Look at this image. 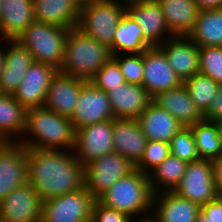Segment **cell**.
<instances>
[{
    "instance_id": "12",
    "label": "cell",
    "mask_w": 222,
    "mask_h": 222,
    "mask_svg": "<svg viewBox=\"0 0 222 222\" xmlns=\"http://www.w3.org/2000/svg\"><path fill=\"white\" fill-rule=\"evenodd\" d=\"M143 65L142 86L146 88L152 98L158 93L183 84L170 67L166 54L159 46L150 47L143 52Z\"/></svg>"
},
{
    "instance_id": "9",
    "label": "cell",
    "mask_w": 222,
    "mask_h": 222,
    "mask_svg": "<svg viewBox=\"0 0 222 222\" xmlns=\"http://www.w3.org/2000/svg\"><path fill=\"white\" fill-rule=\"evenodd\" d=\"M173 192L199 206L215 199L218 195L212 161L200 158L188 163L182 180Z\"/></svg>"
},
{
    "instance_id": "39",
    "label": "cell",
    "mask_w": 222,
    "mask_h": 222,
    "mask_svg": "<svg viewBox=\"0 0 222 222\" xmlns=\"http://www.w3.org/2000/svg\"><path fill=\"white\" fill-rule=\"evenodd\" d=\"M91 222H135L129 215L101 204L97 199L92 209Z\"/></svg>"
},
{
    "instance_id": "45",
    "label": "cell",
    "mask_w": 222,
    "mask_h": 222,
    "mask_svg": "<svg viewBox=\"0 0 222 222\" xmlns=\"http://www.w3.org/2000/svg\"><path fill=\"white\" fill-rule=\"evenodd\" d=\"M194 222H211V221H210L209 218H207V217L205 216V214L200 210V211L198 212V214H197L196 219H195Z\"/></svg>"
},
{
    "instance_id": "47",
    "label": "cell",
    "mask_w": 222,
    "mask_h": 222,
    "mask_svg": "<svg viewBox=\"0 0 222 222\" xmlns=\"http://www.w3.org/2000/svg\"><path fill=\"white\" fill-rule=\"evenodd\" d=\"M137 222H155L152 217L146 218V219H142V220H138Z\"/></svg>"
},
{
    "instance_id": "30",
    "label": "cell",
    "mask_w": 222,
    "mask_h": 222,
    "mask_svg": "<svg viewBox=\"0 0 222 222\" xmlns=\"http://www.w3.org/2000/svg\"><path fill=\"white\" fill-rule=\"evenodd\" d=\"M188 37L199 47H222V8L201 11Z\"/></svg>"
},
{
    "instance_id": "29",
    "label": "cell",
    "mask_w": 222,
    "mask_h": 222,
    "mask_svg": "<svg viewBox=\"0 0 222 222\" xmlns=\"http://www.w3.org/2000/svg\"><path fill=\"white\" fill-rule=\"evenodd\" d=\"M27 110L12 95L0 93V139L3 142H17L16 135L19 138L23 135Z\"/></svg>"
},
{
    "instance_id": "32",
    "label": "cell",
    "mask_w": 222,
    "mask_h": 222,
    "mask_svg": "<svg viewBox=\"0 0 222 222\" xmlns=\"http://www.w3.org/2000/svg\"><path fill=\"white\" fill-rule=\"evenodd\" d=\"M199 158L216 160L222 156V143L215 122L202 120L190 126Z\"/></svg>"
},
{
    "instance_id": "15",
    "label": "cell",
    "mask_w": 222,
    "mask_h": 222,
    "mask_svg": "<svg viewBox=\"0 0 222 222\" xmlns=\"http://www.w3.org/2000/svg\"><path fill=\"white\" fill-rule=\"evenodd\" d=\"M26 182L27 147L19 142H4L0 146V202Z\"/></svg>"
},
{
    "instance_id": "28",
    "label": "cell",
    "mask_w": 222,
    "mask_h": 222,
    "mask_svg": "<svg viewBox=\"0 0 222 222\" xmlns=\"http://www.w3.org/2000/svg\"><path fill=\"white\" fill-rule=\"evenodd\" d=\"M150 47L152 46L145 40L141 27L126 12L119 21L112 46L109 48L111 55L143 53Z\"/></svg>"
},
{
    "instance_id": "5",
    "label": "cell",
    "mask_w": 222,
    "mask_h": 222,
    "mask_svg": "<svg viewBox=\"0 0 222 222\" xmlns=\"http://www.w3.org/2000/svg\"><path fill=\"white\" fill-rule=\"evenodd\" d=\"M126 12V1L84 0L81 4L77 28L110 48L119 21Z\"/></svg>"
},
{
    "instance_id": "10",
    "label": "cell",
    "mask_w": 222,
    "mask_h": 222,
    "mask_svg": "<svg viewBox=\"0 0 222 222\" xmlns=\"http://www.w3.org/2000/svg\"><path fill=\"white\" fill-rule=\"evenodd\" d=\"M113 120H105L75 131L74 155L83 165L114 152Z\"/></svg>"
},
{
    "instance_id": "13",
    "label": "cell",
    "mask_w": 222,
    "mask_h": 222,
    "mask_svg": "<svg viewBox=\"0 0 222 222\" xmlns=\"http://www.w3.org/2000/svg\"><path fill=\"white\" fill-rule=\"evenodd\" d=\"M42 203L31 183L26 182L0 202V215L6 222H41Z\"/></svg>"
},
{
    "instance_id": "37",
    "label": "cell",
    "mask_w": 222,
    "mask_h": 222,
    "mask_svg": "<svg viewBox=\"0 0 222 222\" xmlns=\"http://www.w3.org/2000/svg\"><path fill=\"white\" fill-rule=\"evenodd\" d=\"M112 58L118 63L126 83L142 85L143 53L113 55Z\"/></svg>"
},
{
    "instance_id": "31",
    "label": "cell",
    "mask_w": 222,
    "mask_h": 222,
    "mask_svg": "<svg viewBox=\"0 0 222 222\" xmlns=\"http://www.w3.org/2000/svg\"><path fill=\"white\" fill-rule=\"evenodd\" d=\"M187 164V162L170 154L149 174L152 192L158 194L164 191H174L185 174Z\"/></svg>"
},
{
    "instance_id": "19",
    "label": "cell",
    "mask_w": 222,
    "mask_h": 222,
    "mask_svg": "<svg viewBox=\"0 0 222 222\" xmlns=\"http://www.w3.org/2000/svg\"><path fill=\"white\" fill-rule=\"evenodd\" d=\"M107 94L116 119H137L153 102L145 87L126 82Z\"/></svg>"
},
{
    "instance_id": "50",
    "label": "cell",
    "mask_w": 222,
    "mask_h": 222,
    "mask_svg": "<svg viewBox=\"0 0 222 222\" xmlns=\"http://www.w3.org/2000/svg\"><path fill=\"white\" fill-rule=\"evenodd\" d=\"M4 142L0 139V146L3 144Z\"/></svg>"
},
{
    "instance_id": "38",
    "label": "cell",
    "mask_w": 222,
    "mask_h": 222,
    "mask_svg": "<svg viewBox=\"0 0 222 222\" xmlns=\"http://www.w3.org/2000/svg\"><path fill=\"white\" fill-rule=\"evenodd\" d=\"M90 82L107 93L109 89L124 84L125 80L118 63L111 57Z\"/></svg>"
},
{
    "instance_id": "43",
    "label": "cell",
    "mask_w": 222,
    "mask_h": 222,
    "mask_svg": "<svg viewBox=\"0 0 222 222\" xmlns=\"http://www.w3.org/2000/svg\"><path fill=\"white\" fill-rule=\"evenodd\" d=\"M199 11L222 8V0H195Z\"/></svg>"
},
{
    "instance_id": "35",
    "label": "cell",
    "mask_w": 222,
    "mask_h": 222,
    "mask_svg": "<svg viewBox=\"0 0 222 222\" xmlns=\"http://www.w3.org/2000/svg\"><path fill=\"white\" fill-rule=\"evenodd\" d=\"M171 154L187 163L198 160L194 134L190 127L179 130L170 142Z\"/></svg>"
},
{
    "instance_id": "4",
    "label": "cell",
    "mask_w": 222,
    "mask_h": 222,
    "mask_svg": "<svg viewBox=\"0 0 222 222\" xmlns=\"http://www.w3.org/2000/svg\"><path fill=\"white\" fill-rule=\"evenodd\" d=\"M111 57L107 46L78 28L69 29L59 72L90 81Z\"/></svg>"
},
{
    "instance_id": "1",
    "label": "cell",
    "mask_w": 222,
    "mask_h": 222,
    "mask_svg": "<svg viewBox=\"0 0 222 222\" xmlns=\"http://www.w3.org/2000/svg\"><path fill=\"white\" fill-rule=\"evenodd\" d=\"M27 173L42 201L84 187V166L69 150L27 149Z\"/></svg>"
},
{
    "instance_id": "8",
    "label": "cell",
    "mask_w": 222,
    "mask_h": 222,
    "mask_svg": "<svg viewBox=\"0 0 222 222\" xmlns=\"http://www.w3.org/2000/svg\"><path fill=\"white\" fill-rule=\"evenodd\" d=\"M134 169L135 166L129 160L114 151L84 166V186L97 199L115 182Z\"/></svg>"
},
{
    "instance_id": "21",
    "label": "cell",
    "mask_w": 222,
    "mask_h": 222,
    "mask_svg": "<svg viewBox=\"0 0 222 222\" xmlns=\"http://www.w3.org/2000/svg\"><path fill=\"white\" fill-rule=\"evenodd\" d=\"M199 211L197 203L164 191L154 194L151 217L155 222H194Z\"/></svg>"
},
{
    "instance_id": "7",
    "label": "cell",
    "mask_w": 222,
    "mask_h": 222,
    "mask_svg": "<svg viewBox=\"0 0 222 222\" xmlns=\"http://www.w3.org/2000/svg\"><path fill=\"white\" fill-rule=\"evenodd\" d=\"M95 201L85 186L43 201L41 222H91Z\"/></svg>"
},
{
    "instance_id": "27",
    "label": "cell",
    "mask_w": 222,
    "mask_h": 222,
    "mask_svg": "<svg viewBox=\"0 0 222 222\" xmlns=\"http://www.w3.org/2000/svg\"><path fill=\"white\" fill-rule=\"evenodd\" d=\"M137 119L147 140L170 143L183 128L174 116L153 102Z\"/></svg>"
},
{
    "instance_id": "14",
    "label": "cell",
    "mask_w": 222,
    "mask_h": 222,
    "mask_svg": "<svg viewBox=\"0 0 222 222\" xmlns=\"http://www.w3.org/2000/svg\"><path fill=\"white\" fill-rule=\"evenodd\" d=\"M127 12L141 27L145 40L152 47L162 45L173 36L167 28L162 8L157 0L127 1Z\"/></svg>"
},
{
    "instance_id": "2",
    "label": "cell",
    "mask_w": 222,
    "mask_h": 222,
    "mask_svg": "<svg viewBox=\"0 0 222 222\" xmlns=\"http://www.w3.org/2000/svg\"><path fill=\"white\" fill-rule=\"evenodd\" d=\"M17 142L27 147L43 150L73 151L75 130L70 118L61 116L44 106L27 110L26 126L23 135ZM32 135V136H30ZM20 140V141H19Z\"/></svg>"
},
{
    "instance_id": "18",
    "label": "cell",
    "mask_w": 222,
    "mask_h": 222,
    "mask_svg": "<svg viewBox=\"0 0 222 222\" xmlns=\"http://www.w3.org/2000/svg\"><path fill=\"white\" fill-rule=\"evenodd\" d=\"M159 47L182 82L199 73V46L188 36H172Z\"/></svg>"
},
{
    "instance_id": "46",
    "label": "cell",
    "mask_w": 222,
    "mask_h": 222,
    "mask_svg": "<svg viewBox=\"0 0 222 222\" xmlns=\"http://www.w3.org/2000/svg\"><path fill=\"white\" fill-rule=\"evenodd\" d=\"M215 123L217 125L219 136H220V140H221V143H222V119L216 121Z\"/></svg>"
},
{
    "instance_id": "20",
    "label": "cell",
    "mask_w": 222,
    "mask_h": 222,
    "mask_svg": "<svg viewBox=\"0 0 222 222\" xmlns=\"http://www.w3.org/2000/svg\"><path fill=\"white\" fill-rule=\"evenodd\" d=\"M112 141L114 151L124 156L134 166L143 157L147 138L138 119H113Z\"/></svg>"
},
{
    "instance_id": "40",
    "label": "cell",
    "mask_w": 222,
    "mask_h": 222,
    "mask_svg": "<svg viewBox=\"0 0 222 222\" xmlns=\"http://www.w3.org/2000/svg\"><path fill=\"white\" fill-rule=\"evenodd\" d=\"M200 210L211 222H222V197L217 196L205 205L200 206Z\"/></svg>"
},
{
    "instance_id": "26",
    "label": "cell",
    "mask_w": 222,
    "mask_h": 222,
    "mask_svg": "<svg viewBox=\"0 0 222 222\" xmlns=\"http://www.w3.org/2000/svg\"><path fill=\"white\" fill-rule=\"evenodd\" d=\"M169 32L173 36H188L200 13L195 0H157Z\"/></svg>"
},
{
    "instance_id": "41",
    "label": "cell",
    "mask_w": 222,
    "mask_h": 222,
    "mask_svg": "<svg viewBox=\"0 0 222 222\" xmlns=\"http://www.w3.org/2000/svg\"><path fill=\"white\" fill-rule=\"evenodd\" d=\"M220 119H222V84H219V88L213 102L204 113V120L216 122Z\"/></svg>"
},
{
    "instance_id": "22",
    "label": "cell",
    "mask_w": 222,
    "mask_h": 222,
    "mask_svg": "<svg viewBox=\"0 0 222 222\" xmlns=\"http://www.w3.org/2000/svg\"><path fill=\"white\" fill-rule=\"evenodd\" d=\"M153 103L174 116L182 127H190L204 120V114L191 100L187 88L182 84L177 88L158 93Z\"/></svg>"
},
{
    "instance_id": "11",
    "label": "cell",
    "mask_w": 222,
    "mask_h": 222,
    "mask_svg": "<svg viewBox=\"0 0 222 222\" xmlns=\"http://www.w3.org/2000/svg\"><path fill=\"white\" fill-rule=\"evenodd\" d=\"M113 119L108 94L87 81L81 88L74 113L70 118L74 130Z\"/></svg>"
},
{
    "instance_id": "49",
    "label": "cell",
    "mask_w": 222,
    "mask_h": 222,
    "mask_svg": "<svg viewBox=\"0 0 222 222\" xmlns=\"http://www.w3.org/2000/svg\"><path fill=\"white\" fill-rule=\"evenodd\" d=\"M2 3H3V0H0V13H1Z\"/></svg>"
},
{
    "instance_id": "36",
    "label": "cell",
    "mask_w": 222,
    "mask_h": 222,
    "mask_svg": "<svg viewBox=\"0 0 222 222\" xmlns=\"http://www.w3.org/2000/svg\"><path fill=\"white\" fill-rule=\"evenodd\" d=\"M199 73L222 84V47H199Z\"/></svg>"
},
{
    "instance_id": "34",
    "label": "cell",
    "mask_w": 222,
    "mask_h": 222,
    "mask_svg": "<svg viewBox=\"0 0 222 222\" xmlns=\"http://www.w3.org/2000/svg\"><path fill=\"white\" fill-rule=\"evenodd\" d=\"M171 154L170 143L148 140L144 154L135 168L149 175Z\"/></svg>"
},
{
    "instance_id": "44",
    "label": "cell",
    "mask_w": 222,
    "mask_h": 222,
    "mask_svg": "<svg viewBox=\"0 0 222 222\" xmlns=\"http://www.w3.org/2000/svg\"><path fill=\"white\" fill-rule=\"evenodd\" d=\"M4 49H0V81L2 78V74L5 70V66H6V55H5V50Z\"/></svg>"
},
{
    "instance_id": "24",
    "label": "cell",
    "mask_w": 222,
    "mask_h": 222,
    "mask_svg": "<svg viewBox=\"0 0 222 222\" xmlns=\"http://www.w3.org/2000/svg\"><path fill=\"white\" fill-rule=\"evenodd\" d=\"M34 20L32 0H3L0 13V42L17 40Z\"/></svg>"
},
{
    "instance_id": "6",
    "label": "cell",
    "mask_w": 222,
    "mask_h": 222,
    "mask_svg": "<svg viewBox=\"0 0 222 222\" xmlns=\"http://www.w3.org/2000/svg\"><path fill=\"white\" fill-rule=\"evenodd\" d=\"M68 32L65 27L34 20L17 41L31 52L34 62L49 64L59 70Z\"/></svg>"
},
{
    "instance_id": "16",
    "label": "cell",
    "mask_w": 222,
    "mask_h": 222,
    "mask_svg": "<svg viewBox=\"0 0 222 222\" xmlns=\"http://www.w3.org/2000/svg\"><path fill=\"white\" fill-rule=\"evenodd\" d=\"M58 71L52 65L33 62L13 93V98L27 109L44 106L48 88Z\"/></svg>"
},
{
    "instance_id": "33",
    "label": "cell",
    "mask_w": 222,
    "mask_h": 222,
    "mask_svg": "<svg viewBox=\"0 0 222 222\" xmlns=\"http://www.w3.org/2000/svg\"><path fill=\"white\" fill-rule=\"evenodd\" d=\"M183 84L187 88L191 100L204 114L213 102L219 84L210 76L202 73H196L191 78L185 80Z\"/></svg>"
},
{
    "instance_id": "42",
    "label": "cell",
    "mask_w": 222,
    "mask_h": 222,
    "mask_svg": "<svg viewBox=\"0 0 222 222\" xmlns=\"http://www.w3.org/2000/svg\"><path fill=\"white\" fill-rule=\"evenodd\" d=\"M214 166V181L218 196L222 197V156L212 161Z\"/></svg>"
},
{
    "instance_id": "17",
    "label": "cell",
    "mask_w": 222,
    "mask_h": 222,
    "mask_svg": "<svg viewBox=\"0 0 222 222\" xmlns=\"http://www.w3.org/2000/svg\"><path fill=\"white\" fill-rule=\"evenodd\" d=\"M87 81L78 77L57 72L48 88L44 107L61 116L71 118L81 88Z\"/></svg>"
},
{
    "instance_id": "3",
    "label": "cell",
    "mask_w": 222,
    "mask_h": 222,
    "mask_svg": "<svg viewBox=\"0 0 222 222\" xmlns=\"http://www.w3.org/2000/svg\"><path fill=\"white\" fill-rule=\"evenodd\" d=\"M153 197L149 175L135 168L131 173L115 182L97 200L133 219L141 215L140 220H142L151 217V215L145 214L152 213Z\"/></svg>"
},
{
    "instance_id": "25",
    "label": "cell",
    "mask_w": 222,
    "mask_h": 222,
    "mask_svg": "<svg viewBox=\"0 0 222 222\" xmlns=\"http://www.w3.org/2000/svg\"><path fill=\"white\" fill-rule=\"evenodd\" d=\"M6 66L0 81V93L13 95L21 84L24 74L34 62L31 52L17 40H6ZM10 45V46H9Z\"/></svg>"
},
{
    "instance_id": "23",
    "label": "cell",
    "mask_w": 222,
    "mask_h": 222,
    "mask_svg": "<svg viewBox=\"0 0 222 222\" xmlns=\"http://www.w3.org/2000/svg\"><path fill=\"white\" fill-rule=\"evenodd\" d=\"M34 19L67 29L77 28L80 0H32Z\"/></svg>"
},
{
    "instance_id": "48",
    "label": "cell",
    "mask_w": 222,
    "mask_h": 222,
    "mask_svg": "<svg viewBox=\"0 0 222 222\" xmlns=\"http://www.w3.org/2000/svg\"><path fill=\"white\" fill-rule=\"evenodd\" d=\"M0 222H6L1 215H0Z\"/></svg>"
}]
</instances>
